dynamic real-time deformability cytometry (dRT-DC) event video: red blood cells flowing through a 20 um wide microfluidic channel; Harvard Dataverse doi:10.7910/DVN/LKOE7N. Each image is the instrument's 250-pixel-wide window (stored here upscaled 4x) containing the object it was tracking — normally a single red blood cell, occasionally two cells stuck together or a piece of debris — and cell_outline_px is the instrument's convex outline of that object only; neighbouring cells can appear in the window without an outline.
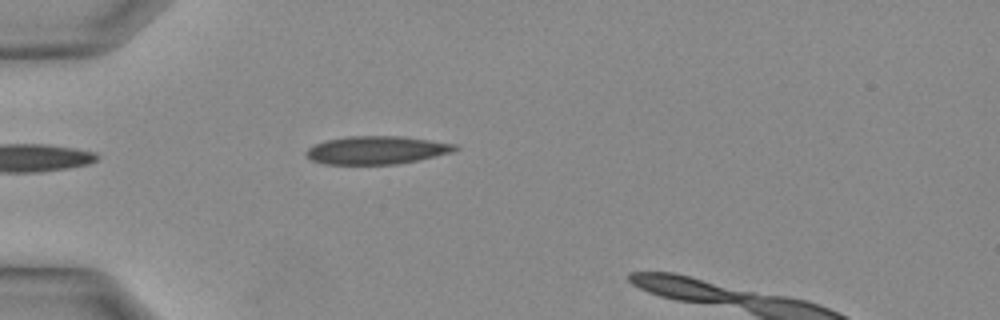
{"species": "Egyptian fruit bat (a non-hibernating species)", "species_latin": "Rousettus aegyptiacus", "temperature_condition": "warm", "stored_images_in_passage": 4, "camera_frame_rate_fps": 3000, "um_per_image_px": 0.085, "animal": {"sex": "female"}, "frame": {"image": 1, "passage_image": 1, "time_ms": 0.0, "image_size_px": [1000, 320], "cell_outline_px": [[460, 148], [452, 152], [416, 160], [396, 164], [324, 164], [312, 160], [304, 152], [312, 144], [324, 140], [348, 136], [404, 136], [456, 144]], "centroid_in_image_um": [31.98, 12.75], "position_along_channel_um": 53.0, "area_um2": 24.39}}
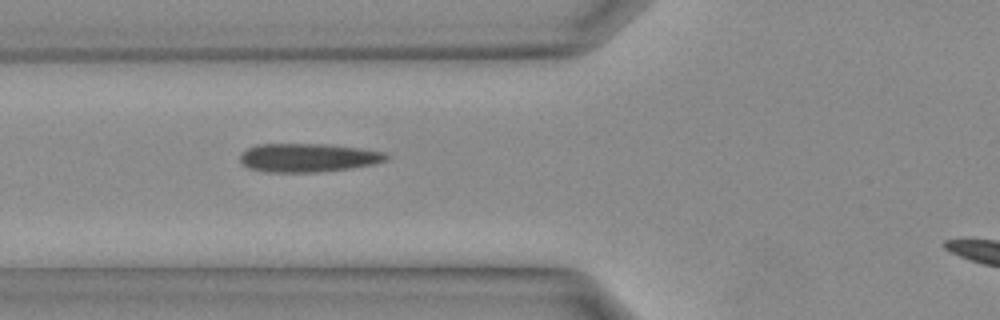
{"frame": {"image": 2, "passage_image": 4, "time_ms": 1.0, "image_size_px": [1000, 320], "cell_outline_px": [[388, 160], [372, 164], [348, 168], [316, 172], [268, 172], [248, 168], [240, 164], [240, 152], [256, 144], [324, 144], [360, 148], [384, 152], [388, 156]], "centroid_in_image_um": [26.12, 13.4], "position_along_channel_um": 99.7, "area_um2": 24.33}}